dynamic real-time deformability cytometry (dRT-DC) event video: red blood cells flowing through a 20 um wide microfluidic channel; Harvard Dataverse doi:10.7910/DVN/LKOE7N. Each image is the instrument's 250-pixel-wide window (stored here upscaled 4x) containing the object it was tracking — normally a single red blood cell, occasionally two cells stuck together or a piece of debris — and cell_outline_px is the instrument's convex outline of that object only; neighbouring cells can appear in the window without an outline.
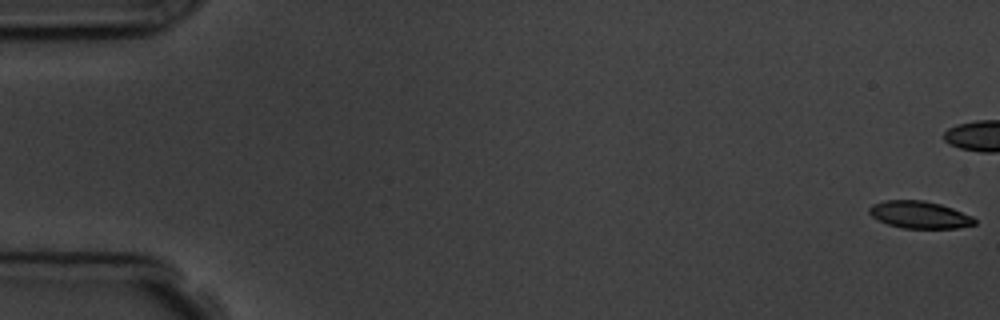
{"species": "common noctule bat (a hibernating species)", "species_latin": "Nyctalus noctula", "temperature_condition": "room temperature", "stored_images_in_passage": 9, "camera_frame_rate_fps": 3000, "um_per_image_px": 0.085, "animal": {"sex": "male", "body_mass_g": 19.5, "forearm_length_mm": 54.6}, "frame": {"image": 1, "passage_image": 1, "time_ms": 0.0, "image_size_px": [1000, 320], "cell_outline_px": [[976, 224], [956, 228], [904, 228], [888, 224], [872, 216], [868, 212], [868, 208], [872, 204], [884, 200], [924, 200], [940, 204], [952, 208], [972, 216], [976, 220]], "centroid_in_image_um": [78.15, 18.24], "position_along_channel_um": 6.8, "area_um2": 16.65}}